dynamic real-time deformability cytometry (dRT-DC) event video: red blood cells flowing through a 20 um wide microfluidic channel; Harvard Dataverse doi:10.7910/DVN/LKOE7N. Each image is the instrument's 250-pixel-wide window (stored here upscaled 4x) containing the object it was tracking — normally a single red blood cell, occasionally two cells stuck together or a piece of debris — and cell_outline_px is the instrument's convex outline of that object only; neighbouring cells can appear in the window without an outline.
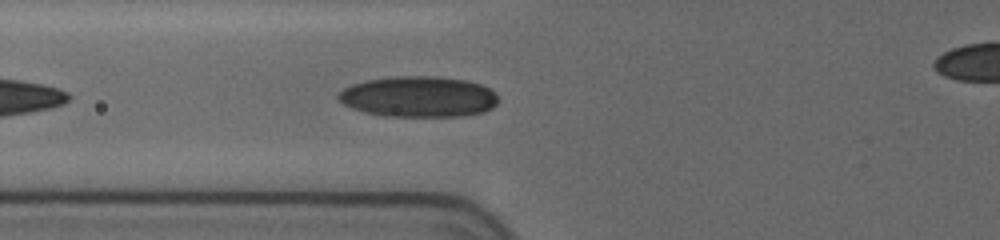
{"species": "human", "species_latin": "Homo sapiens", "temperature_condition": "cold", "stored_images_in_passage": 37, "camera_frame_rate_fps": 3000, "um_per_image_px": 0.085, "donor": {"sex": "female"}, "frame": {"image": 1, "passage_image": 5, "time_ms": 1.333, "image_size_px": [1000, 240], "cell_outline_px": [[496, 104], [492, 108], [484, 112], [464, 116], [388, 116], [364, 112], [352, 108], [344, 104], [336, 96], [344, 88], [352, 84], [368, 80], [396, 76], [436, 76], [464, 80], [480, 84], [488, 88], [496, 96]], "centroid_in_image_um": [35.56, 8.22], "position_along_channel_um": 90.2, "area_um2": 37.74}}
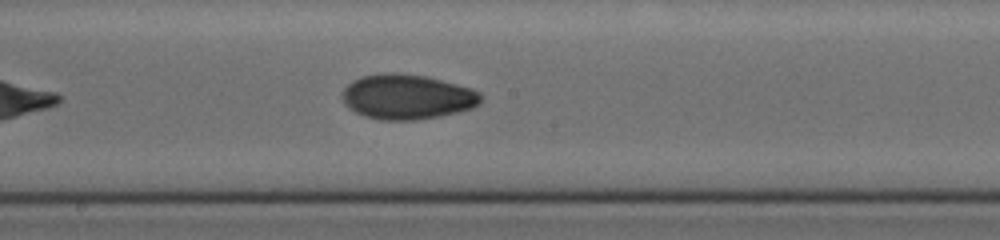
{"frame": {"image": 2, "passage_image": 15, "time_ms": 4.667, "image_size_px": [1000, 240], "cell_outline_px": [[480, 104], [472, 108], [440, 116], [416, 120], [380, 120], [364, 116], [348, 108], [344, 104], [344, 88], [352, 80], [364, 76], [384, 72], [392, 72], [424, 76], [472, 88], [480, 92]], "centroid_in_image_um": [34.6, 8.23], "position_along_channel_um": 213.6, "area_um2": 36.13}}
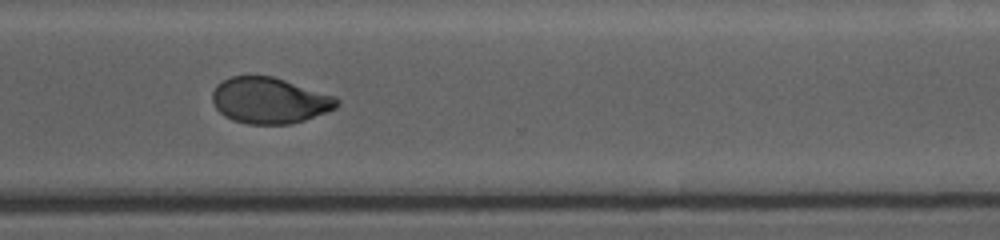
{"frame": {"image": 3, "passage_image": 26, "time_ms": 8.333, "image_size_px": [1000, 240], "cell_outline_px": [[340, 104], [336, 108], [328, 112], [292, 124], [248, 124], [232, 120], [224, 116], [216, 108], [212, 100], [212, 92], [216, 84], [232, 76], [272, 76], [336, 96], [340, 100]], "centroid_in_image_um": [22.93, 8.55], "position_along_channel_um": 347.7, "area_um2": 33.58}}